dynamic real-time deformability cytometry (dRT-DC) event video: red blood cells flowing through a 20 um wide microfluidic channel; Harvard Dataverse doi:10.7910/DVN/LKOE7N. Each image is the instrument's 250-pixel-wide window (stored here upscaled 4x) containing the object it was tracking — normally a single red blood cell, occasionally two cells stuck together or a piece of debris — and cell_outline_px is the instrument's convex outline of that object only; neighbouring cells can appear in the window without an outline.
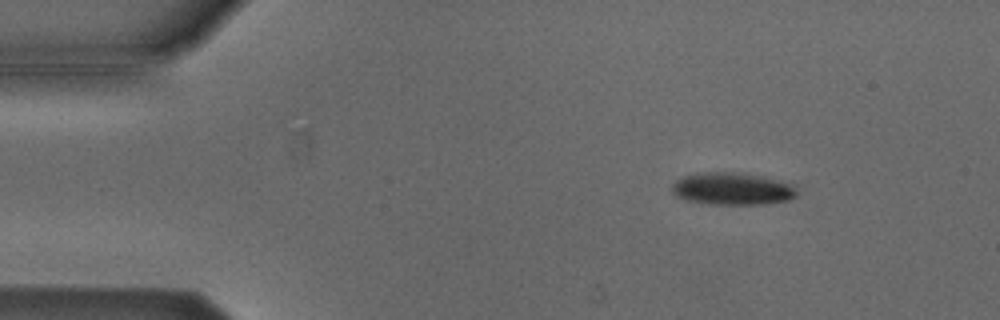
{"species": "Egyptian fruit bat (a non-hibernating species)", "species_latin": "Rousettus aegyptiacus", "temperature_condition": "cold", "stored_images_in_passage": 48, "camera_frame_rate_fps": 3000, "um_per_image_px": 0.085, "animal": {"sex": "male"}, "frame": {"image": 1, "passage_image": 2, "time_ms": 0.333, "image_size_px": [1000, 320], "cell_outline_px": [[796, 196], [788, 200], [764, 204], [708, 204], [684, 200], [676, 196], [672, 192], [672, 184], [680, 176], [696, 172], [740, 172], [780, 180], [792, 184], [796, 188]], "centroid_in_image_um": [62.2, 16.03], "position_along_channel_um": 22.8, "area_um2": 23.87}}
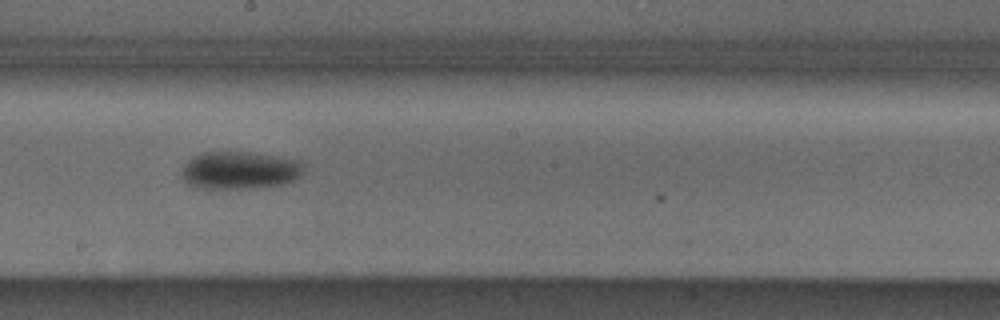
{"frame": {"image": 2, "passage_image": 24, "time_ms": 7.667, "image_size_px": [1000, 320], "cell_outline_px": [[304, 172], [300, 176], [284, 184], [252, 188], [196, 188], [184, 184], [180, 176], [180, 172], [184, 164], [192, 156], [200, 152], [256, 152], [300, 160], [304, 164]], "centroid_in_image_um": [20.33, 14.47], "position_along_channel_um": 227.9, "area_um2": 27.46}}
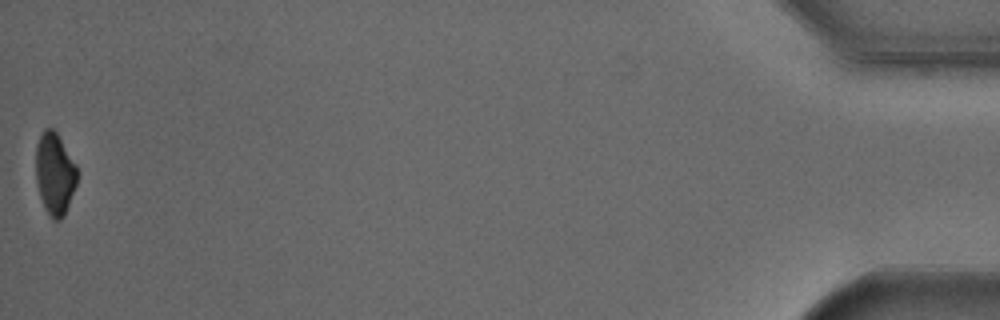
{"frame": {"image": 3, "passage_image": 48, "time_ms": 15.667, "image_size_px": [1000, 320], "cell_outline_px": [[80, 172], [76, 184], [64, 216], [60, 220], [52, 220], [44, 208], [40, 196], [36, 180], [36, 144], [44, 128], [52, 128], [56, 132], [76, 164]], "centroid_in_image_um": [4.66, 14.78], "position_along_channel_um": 430.5, "area_um2": 19.88}, "authors_computed_cell_mechanics": {"area_um2": 25.143, "velocity_mm_per_s": 3.8214, "shape_relaxation_time_tau1_ms": 4.3556, "shape_relaxation_time_tau2_ms": null, "deformation_change_tau1": 0.0971, "deformation_change_tau2": null}}